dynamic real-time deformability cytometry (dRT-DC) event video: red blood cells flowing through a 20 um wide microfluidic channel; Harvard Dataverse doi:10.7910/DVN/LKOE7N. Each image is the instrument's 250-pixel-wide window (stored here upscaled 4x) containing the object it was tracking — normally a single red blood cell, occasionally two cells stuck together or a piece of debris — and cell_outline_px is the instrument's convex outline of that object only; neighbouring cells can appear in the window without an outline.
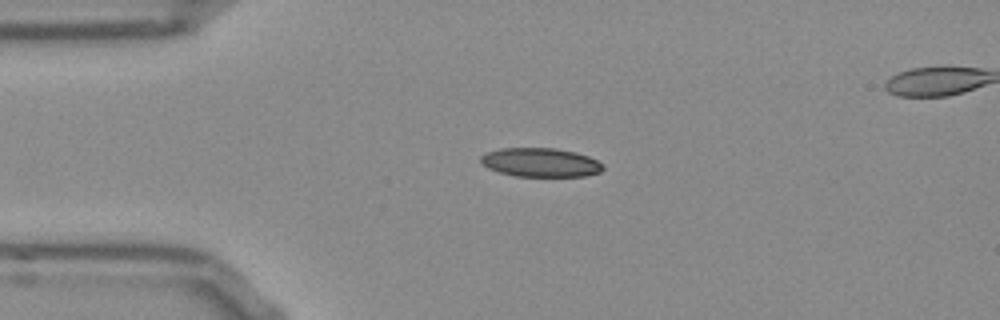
{"species": "Egyptian fruit bat (a non-hibernating species)", "species_latin": "Rousettus aegyptiacus", "temperature_condition": "room temperature", "stored_images_in_passage": 43, "segment_of_instrument_passage": [1, 2], "camera_frame_rate_fps": 3000, "um_per_image_px": 0.085, "frame": {"image": 1, "passage_image": 1, "time_ms": 0.0, "image_size_px": [1000, 320], "cell_outline_px": [[604, 168], [600, 172], [584, 176], [516, 176], [500, 172], [488, 168], [480, 164], [480, 156], [488, 152], [500, 148], [556, 148], [576, 152], [588, 156], [604, 164]], "centroid_in_image_um": [45.94, 13.8], "position_along_channel_um": 39.1, "area_um2": 20.63}}
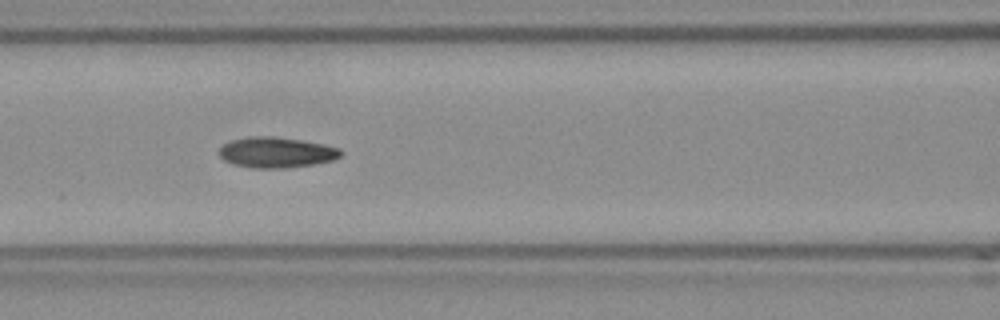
{"frame": {"image": 2, "passage_image": 11, "time_ms": 3.333, "image_size_px": [1000, 320], "cell_outline_px": [[344, 152], [336, 160], [312, 164], [284, 168], [252, 168], [232, 164], [224, 160], [220, 156], [220, 148], [224, 144], [232, 140], [248, 136], [272, 136], [300, 140], [340, 148]], "centroid_in_image_um": [23.49, 12.96], "position_along_channel_um": 143.1, "area_um2": 21.62}}
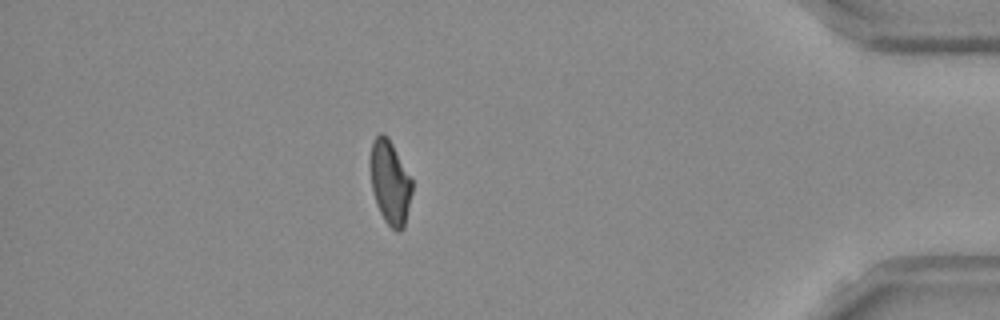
{"frame": {"image": 3, "passage_image": 35, "time_ms": 11.333, "image_size_px": [1000, 320], "cell_outline_px": [[412, 192], [404, 228], [400, 232], [396, 232], [384, 220], [380, 212], [372, 188], [368, 164], [368, 160], [372, 140], [380, 132], [384, 132], [388, 136], [412, 180]], "centroid_in_image_um": [33.12, 15.46], "position_along_channel_um": 402.1, "area_um2": 20.69}}